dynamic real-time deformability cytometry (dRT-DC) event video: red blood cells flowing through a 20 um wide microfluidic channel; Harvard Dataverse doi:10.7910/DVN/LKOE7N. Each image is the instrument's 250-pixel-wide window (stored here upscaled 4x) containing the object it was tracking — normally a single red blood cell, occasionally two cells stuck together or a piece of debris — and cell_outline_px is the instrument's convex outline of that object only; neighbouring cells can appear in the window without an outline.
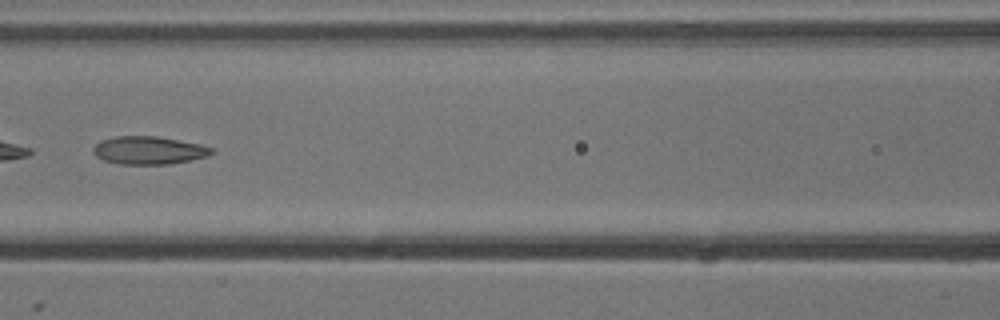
{"species": "common noctule bat (a hibernating species)", "species_latin": "Nyctalus noctula", "temperature_condition": "cold", "stored_images_in_passage": 8, "camera_frame_rate_fps": 3000, "um_per_image_px": 0.085, "animal": {"sex": "male", "body_mass_g": 13.3}, "frame": {"image": 1, "passage_image": 5, "time_ms": 1.333, "image_size_px": [1000, 320], "cell_outline_px": [[212, 152], [208, 156], [168, 164], [116, 164], [104, 160], [96, 156], [92, 152], [92, 148], [100, 140], [116, 136], [156, 136], [200, 144], [212, 148]], "centroid_in_image_um": [12.58, 12.77], "position_along_channel_um": 154.0, "area_um2": 19.19}}
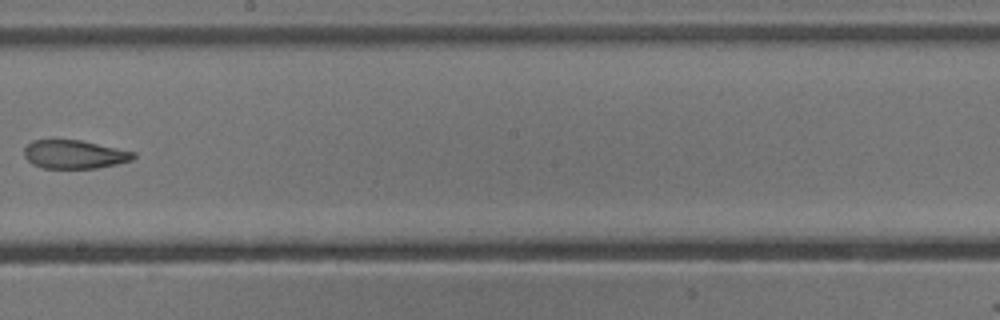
{"frame": {"image": 2, "passage_image": 7, "time_ms": 2.0, "image_size_px": [1000, 320], "cell_outline_px": [[136, 156], [132, 160], [116, 164], [96, 168], [44, 168], [32, 164], [24, 156], [24, 148], [32, 140], [80, 140], [136, 152]], "centroid_in_image_um": [6.32, 13.12], "position_along_channel_um": 241.9, "area_um2": 18.09}}
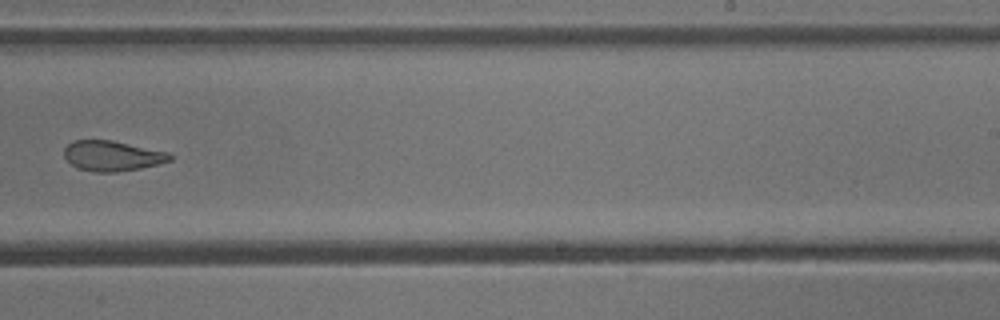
{"frame": {"image": 3, "passage_image": 8, "time_ms": 2.333, "image_size_px": [1000, 320], "cell_outline_px": [[172, 160], [140, 168], [116, 172], [96, 172], [76, 168], [64, 156], [64, 148], [72, 140], [112, 140], [168, 152], [172, 156]], "centroid_in_image_um": [9.51, 13.24], "position_along_channel_um": 279.5, "area_um2": 18.55}}